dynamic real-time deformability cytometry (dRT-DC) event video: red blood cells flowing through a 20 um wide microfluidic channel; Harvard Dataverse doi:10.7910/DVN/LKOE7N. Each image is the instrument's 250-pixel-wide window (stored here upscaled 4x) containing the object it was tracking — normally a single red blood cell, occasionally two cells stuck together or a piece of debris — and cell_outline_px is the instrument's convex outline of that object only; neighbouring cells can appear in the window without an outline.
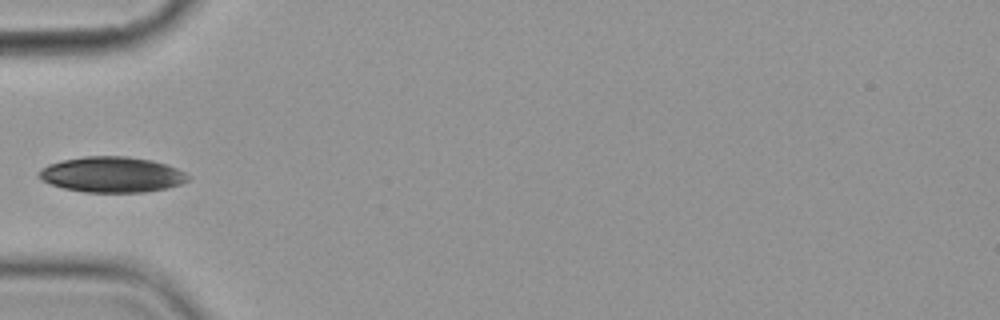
{"species": "common noctule bat (a hibernating species)", "species_latin": "Nyctalus noctula", "temperature_condition": "cold", "stored_images_in_passage": 8, "camera_frame_rate_fps": 3000, "um_per_image_px": 0.085, "animal": {"sex": "female", "body_mass_g": 19.9}, "frame": {"image": 1, "passage_image": 6, "time_ms": 6.0, "image_size_px": [1000, 320], "cell_outline_px": [[188, 180], [180, 184], [164, 188], [144, 192], [84, 192], [64, 188], [40, 180], [36, 176], [36, 172], [40, 168], [48, 164], [64, 160], [84, 156], [128, 156], [152, 160], [176, 168], [184, 172], [188, 176]], "centroid_in_image_um": [9.44, 14.83], "position_along_channel_um": 75.6, "area_um2": 30.87}}
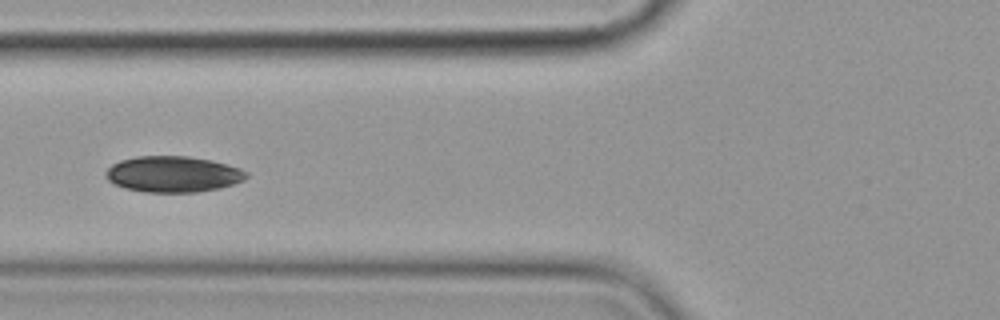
{"frame": {"image": 2, "passage_image": 7, "time_ms": 7.0, "image_size_px": [1000, 320], "cell_outline_px": [[248, 176], [244, 180], [220, 188], [196, 192], [144, 192], [124, 188], [108, 180], [104, 176], [104, 172], [112, 164], [120, 160], [136, 156], [188, 156], [212, 160], [228, 164], [240, 168], [248, 172]], "centroid_in_image_um": [14.7, 14.8], "position_along_channel_um": 111.1, "area_um2": 29.71}}
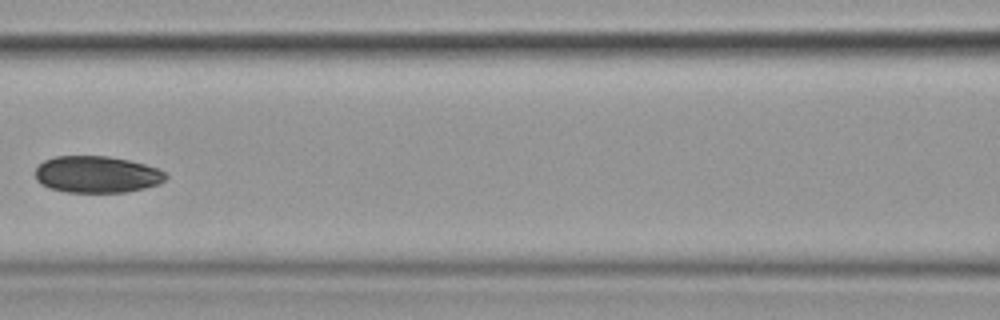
{"frame": {"image": 3, "passage_image": 8, "time_ms": 8.333, "image_size_px": [1000, 320], "cell_outline_px": [[168, 176], [160, 184], [144, 188], [124, 192], [68, 192], [48, 188], [40, 184], [36, 180], [36, 168], [44, 160], [56, 156], [108, 156], [128, 160], [144, 164], [156, 168], [164, 172]], "centroid_in_image_um": [8.21, 14.83], "position_along_channel_um": 158.4, "area_um2": 27.92}}